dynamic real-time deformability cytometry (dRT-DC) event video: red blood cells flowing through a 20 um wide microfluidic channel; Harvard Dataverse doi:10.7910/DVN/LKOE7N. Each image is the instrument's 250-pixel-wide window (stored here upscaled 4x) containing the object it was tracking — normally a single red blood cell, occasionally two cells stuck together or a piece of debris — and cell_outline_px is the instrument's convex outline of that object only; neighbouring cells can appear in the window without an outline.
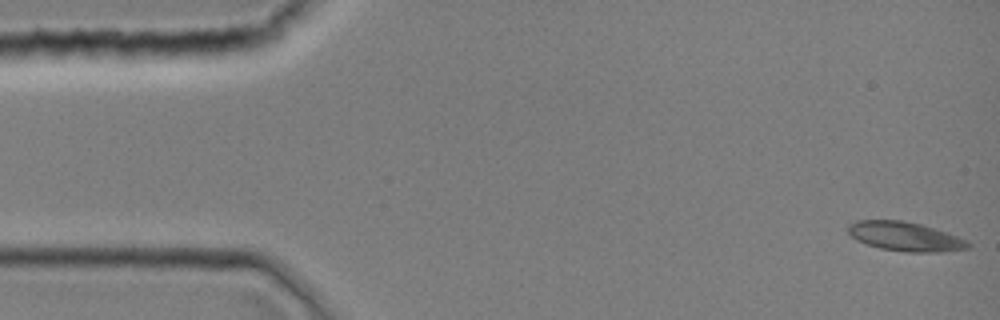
{"species": "common noctule bat (a hibernating species)", "species_latin": "Nyctalus noctula", "temperature_condition": "room temperature", "stored_images_in_passage": 44, "camera_frame_rate_fps": 3000, "um_per_image_px": 0.085, "animal": {"sex": "female", "body_mass_g": 19.0, "forearm_length_mm": 51.5}, "frame": {"image": 1, "passage_image": 1, "time_ms": 0.0, "image_size_px": [1000, 320], "cell_outline_px": [[972, 244], [968, 248], [940, 252], [904, 252], [880, 248], [856, 240], [848, 232], [848, 224], [856, 220], [904, 220], [920, 224], [968, 240]], "centroid_in_image_um": [76.92, 20.1], "position_along_channel_um": 8.1, "area_um2": 20.29}}
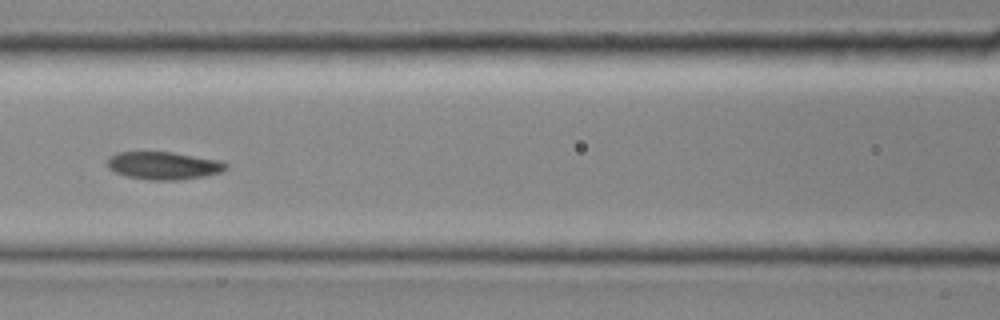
{"frame": {"image": 2, "passage_image": 19, "time_ms": 6.0, "image_size_px": [1000, 320], "cell_outline_px": [[228, 168], [220, 172], [204, 176], [180, 180], [148, 180], [128, 176], [116, 172], [108, 168], [108, 156], [116, 152], [172, 152], [224, 160], [228, 164]], "centroid_in_image_um": [13.95, 14.06], "position_along_channel_um": 152.7, "area_um2": 19.36}}
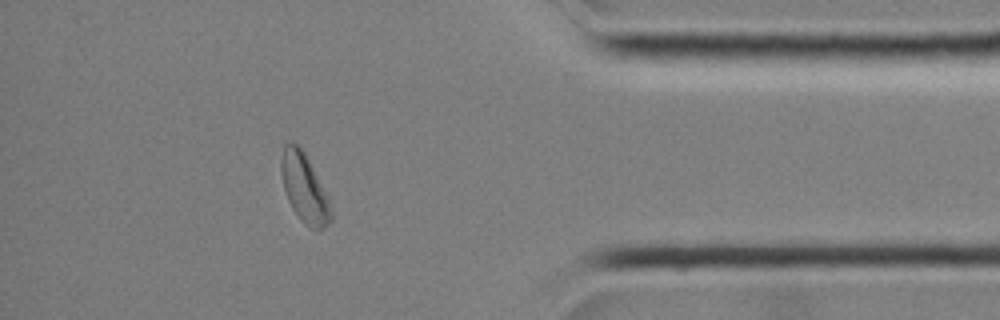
{"frame": {"image": 3, "passage_image": 38, "time_ms": 12.333, "image_size_px": [1000, 320], "cell_outline_px": [[332, 220], [324, 228], [312, 228], [304, 224], [300, 220], [292, 208], [288, 200], [284, 188], [280, 172], [280, 160], [284, 144], [296, 144], [304, 152], [328, 196], [332, 212]], "centroid_in_image_um": [25.86, 16.01], "position_along_channel_um": 409.3, "area_um2": 19.77}}